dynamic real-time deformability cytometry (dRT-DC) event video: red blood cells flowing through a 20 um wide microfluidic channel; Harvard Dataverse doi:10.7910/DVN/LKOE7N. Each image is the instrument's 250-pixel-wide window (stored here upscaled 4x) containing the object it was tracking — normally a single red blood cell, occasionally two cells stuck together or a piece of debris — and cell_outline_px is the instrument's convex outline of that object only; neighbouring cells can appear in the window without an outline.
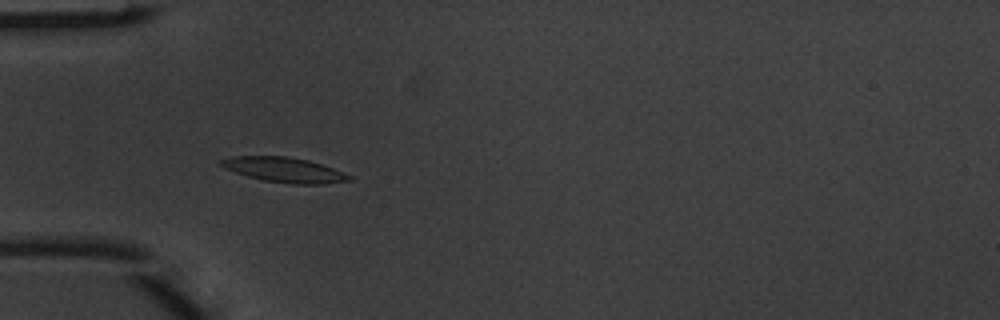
{"species": "common noctule bat (a hibernating species)", "species_latin": "Nyctalus noctula", "temperature_condition": "warm", "stored_images_in_passage": 5, "camera_frame_rate_fps": 3000, "um_per_image_px": 0.085, "animal": {"sex": "male", "body_mass_g": 20.1, "forearm_length_mm": 53.5}, "frame": {"image": 1, "passage_image": 4, "time_ms": 1.0, "image_size_px": [1000, 320], "cell_outline_px": [[352, 180], [324, 184], [292, 184], [264, 180], [248, 176], [224, 168], [216, 164], [220, 160], [232, 156], [284, 156], [308, 160], [344, 172], [352, 176]], "centroid_in_image_um": [24.14, 14.43], "position_along_channel_um": 60.9, "area_um2": 18.55}}